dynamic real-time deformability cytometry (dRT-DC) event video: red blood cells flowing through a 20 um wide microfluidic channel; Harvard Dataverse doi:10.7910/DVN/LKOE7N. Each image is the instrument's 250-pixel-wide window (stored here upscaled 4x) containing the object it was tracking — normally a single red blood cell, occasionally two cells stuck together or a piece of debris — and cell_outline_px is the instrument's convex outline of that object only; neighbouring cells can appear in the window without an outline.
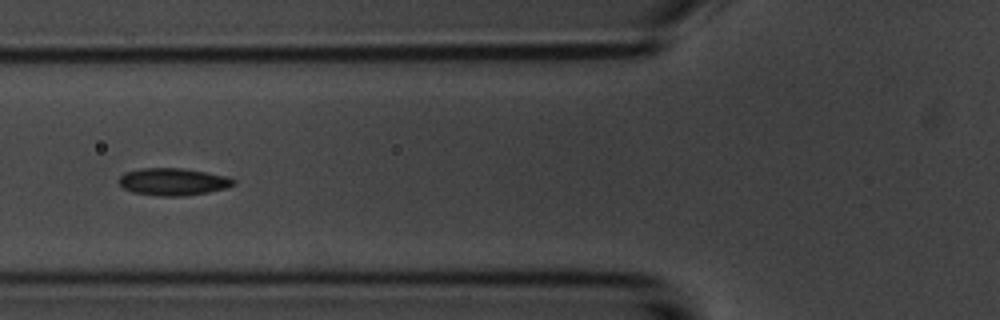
{"species": "common noctule bat (a hibernating species)", "species_latin": "Nyctalus noctula", "temperature_condition": "room temperature", "stored_images_in_passage": 7, "camera_frame_rate_fps": 3000, "um_per_image_px": 0.085, "animal": {"sex": "male", "body_mass_g": 20.1, "forearm_length_mm": 53.5}, "frame": {"image": 1, "passage_image": 6, "time_ms": 5.667, "image_size_px": [1000, 320], "cell_outline_px": [[236, 184], [228, 188], [208, 192], [184, 196], [156, 196], [132, 192], [124, 188], [116, 180], [124, 172], [140, 168], [180, 168], [228, 176], [236, 180]], "centroid_in_image_um": [14.71, 15.45], "position_along_channel_um": 111.1, "area_um2": 18.44}}
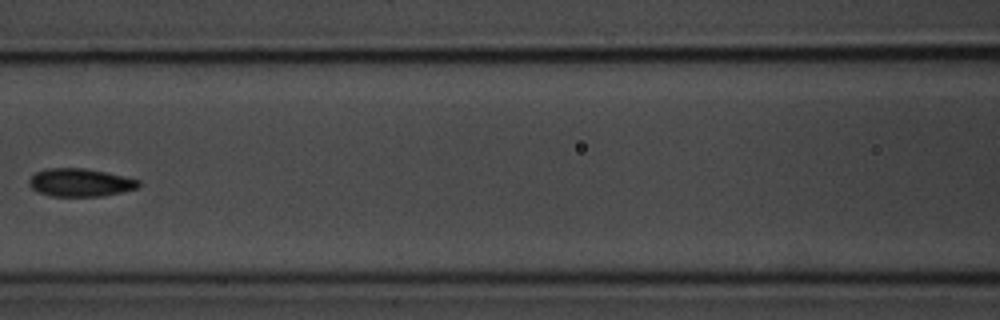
{"frame": {"image": 2, "passage_image": 7, "time_ms": 7.0, "image_size_px": [1000, 320], "cell_outline_px": [[140, 184], [136, 188], [120, 192], [100, 196], [52, 196], [40, 192], [32, 188], [28, 184], [28, 180], [36, 172], [48, 168], [84, 168], [104, 172], [140, 180]], "centroid_in_image_um": [6.79, 15.51], "position_along_channel_um": 159.8, "area_um2": 17.57}}